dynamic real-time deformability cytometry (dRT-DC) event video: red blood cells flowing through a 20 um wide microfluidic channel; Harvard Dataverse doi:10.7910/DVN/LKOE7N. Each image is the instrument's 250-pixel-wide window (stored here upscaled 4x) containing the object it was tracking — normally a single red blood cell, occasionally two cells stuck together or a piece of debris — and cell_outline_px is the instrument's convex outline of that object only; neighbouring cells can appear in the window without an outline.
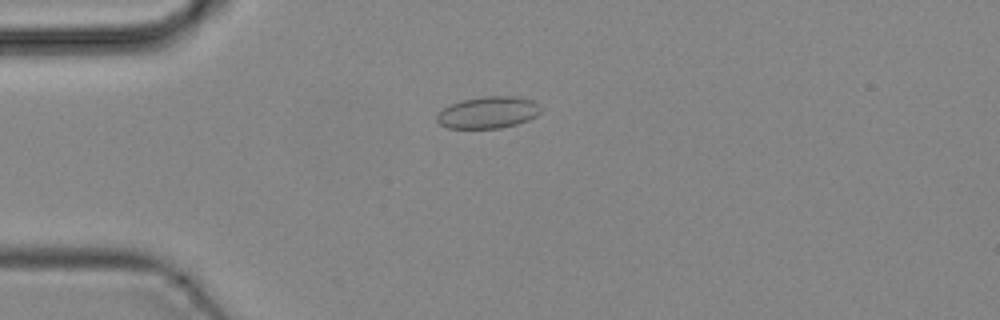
{"species": "common noctule bat (a hibernating species)", "species_latin": "Nyctalus noctula", "temperature_condition": "cold", "stored_images_in_passage": 4, "camera_frame_rate_fps": 3000, "um_per_image_px": 0.085, "animal": {"sex": "male", "body_mass_g": 19.2, "forearm_length_mm": 51.8}, "frame": {"image": 1, "passage_image": 4, "time_ms": 1.0, "image_size_px": [1000, 320], "cell_outline_px": [[540, 112], [536, 116], [528, 120], [516, 124], [500, 128], [448, 128], [440, 124], [436, 120], [436, 116], [444, 108], [452, 104], [464, 100], [484, 96], [512, 96], [532, 100], [540, 108]], "centroid_in_image_um": [41.48, 9.57], "position_along_channel_um": 43.5, "area_um2": 18.96}}